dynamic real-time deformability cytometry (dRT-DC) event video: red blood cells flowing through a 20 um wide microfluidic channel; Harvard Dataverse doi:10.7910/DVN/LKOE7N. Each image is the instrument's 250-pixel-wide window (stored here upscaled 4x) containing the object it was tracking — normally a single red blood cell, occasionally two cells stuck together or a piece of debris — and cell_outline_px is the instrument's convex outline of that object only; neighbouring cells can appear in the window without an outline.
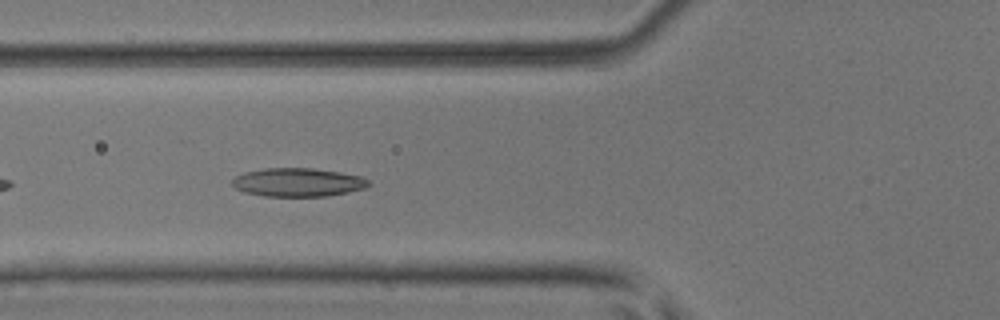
{"species": "common noctule bat (a hibernating species)", "species_latin": "Nyctalus noctula", "temperature_condition": "room temperature", "stored_images_in_passage": 22, "camera_frame_rate_fps": 3000, "um_per_image_px": 0.085, "animal": {"sex": "male", "body_mass_g": 17.9, "forearm_length_mm": 54.2}, "frame": {"image": 1, "passage_image": 4, "time_ms": 1.0, "image_size_px": [1000, 320], "cell_outline_px": [[372, 184], [364, 188], [348, 192], [328, 196], [264, 196], [244, 192], [236, 188], [232, 184], [232, 180], [236, 176], [244, 172], [264, 168], [312, 168], [340, 172], [360, 176], [368, 180]], "centroid_in_image_um": [25.32, 15.49], "position_along_channel_um": 100.5, "area_um2": 22.66}}
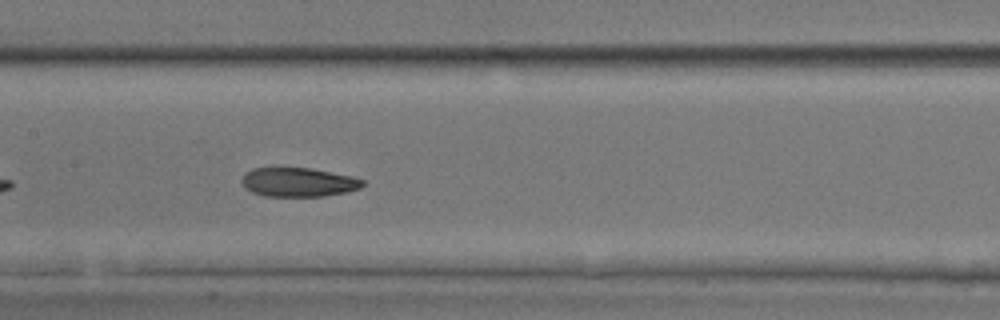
{"frame": {"image": 2, "passage_image": 10, "time_ms": 3.0, "image_size_px": [1000, 320], "cell_outline_px": [[364, 184], [360, 188], [348, 192], [324, 196], [264, 196], [252, 192], [240, 180], [244, 172], [252, 168], [312, 168], [352, 176], [364, 180]], "centroid_in_image_um": [25.37, 15.48], "position_along_channel_um": 182.0, "area_um2": 20.52}}
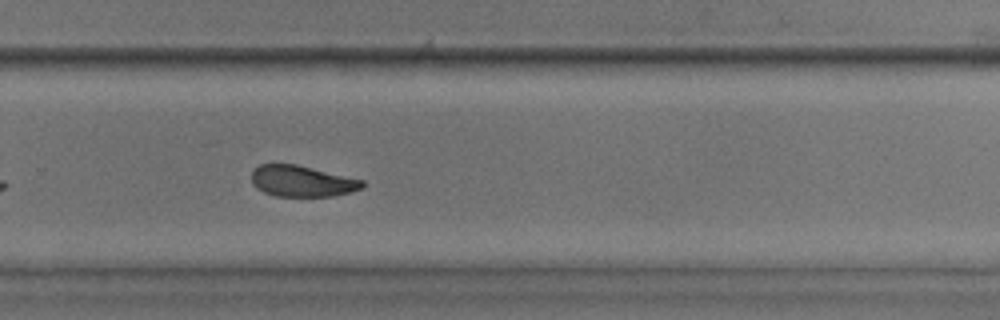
{"frame": {"image": 3, "passage_image": 19, "time_ms": 6.0, "image_size_px": [1000, 320], "cell_outline_px": [[364, 188], [352, 192], [332, 196], [276, 196], [264, 192], [256, 188], [252, 184], [252, 172], [260, 164], [296, 164], [364, 180]], "centroid_in_image_um": [25.69, 15.4], "position_along_channel_um": 304.1, "area_um2": 20.11}}